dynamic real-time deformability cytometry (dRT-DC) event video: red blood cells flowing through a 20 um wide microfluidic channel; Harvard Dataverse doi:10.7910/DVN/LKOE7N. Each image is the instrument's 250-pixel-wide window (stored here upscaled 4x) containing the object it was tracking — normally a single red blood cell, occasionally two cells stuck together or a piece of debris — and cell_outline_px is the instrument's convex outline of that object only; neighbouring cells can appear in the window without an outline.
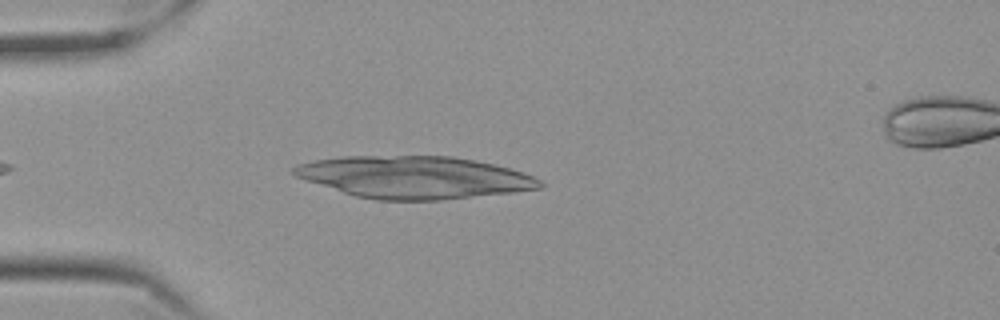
{"species": "Egyptian fruit bat (a non-hibernating species)", "species_latin": "Rousettus aegyptiacus", "temperature_condition": "cold", "stored_images_in_passage": 41, "camera_frame_rate_fps": 3000, "um_per_image_px": 0.085, "frame": {"image": 1, "passage_image": 5, "time_ms": 1.333, "image_size_px": [1000, 320], "cell_outline_px": [[544, 188], [512, 192], [440, 200], [376, 200], [356, 196], [296, 176], [288, 172], [296, 164], [316, 160], [340, 156], [452, 156], [476, 160], [508, 168], [532, 176], [540, 180], [544, 184]], "centroid_in_image_um": [35.21, 15.06], "position_along_channel_um": 49.8, "area_um2": 60.23}}